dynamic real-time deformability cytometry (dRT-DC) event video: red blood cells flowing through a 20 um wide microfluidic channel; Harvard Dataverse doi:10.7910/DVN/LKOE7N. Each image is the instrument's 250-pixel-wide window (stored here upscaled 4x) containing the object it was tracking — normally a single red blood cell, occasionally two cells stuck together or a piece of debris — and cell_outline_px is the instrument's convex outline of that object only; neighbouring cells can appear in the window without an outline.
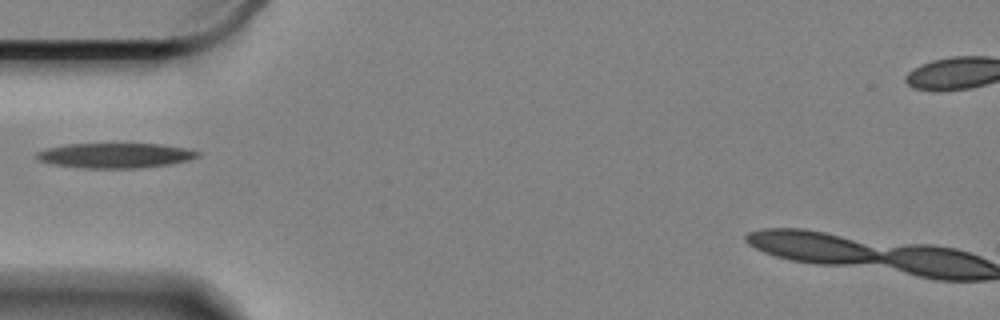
{"species": "Egyptian fruit bat (a non-hibernating species)", "species_latin": "Rousettus aegyptiacus", "temperature_condition": "cold", "stored_images_in_passage": 22, "camera_frame_rate_fps": 3000, "um_per_image_px": 0.085, "animal": {"sex": "female"}, "frame": {"image": 1, "passage_image": 1, "time_ms": 0.0, "image_size_px": [1000, 320], "cell_outline_px": [[200, 156], [188, 160], [168, 164], [136, 168], [88, 168], [56, 164], [40, 160], [36, 156], [36, 152], [48, 148], [68, 144], [160, 144], [188, 148], [200, 152]], "centroid_in_image_um": [9.85, 13.2], "position_along_channel_um": 75.1, "area_um2": 23.06}}
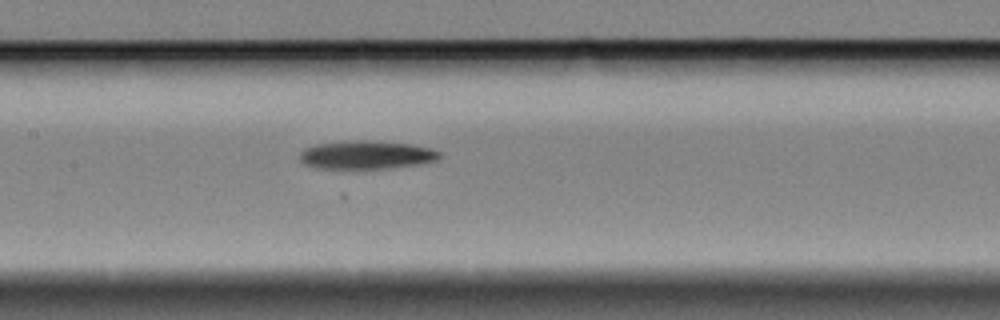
{"frame": {"image": 2, "passage_image": 10, "time_ms": 3.0, "image_size_px": [1000, 320], "cell_outline_px": [[440, 156], [436, 160], [416, 164], [384, 168], [316, 168], [304, 164], [300, 160], [300, 152], [304, 148], [316, 144], [356, 140], [364, 140], [408, 144], [432, 148], [440, 152]], "centroid_in_image_um": [31.1, 13.16], "position_along_channel_um": 176.3, "area_um2": 22.72}}
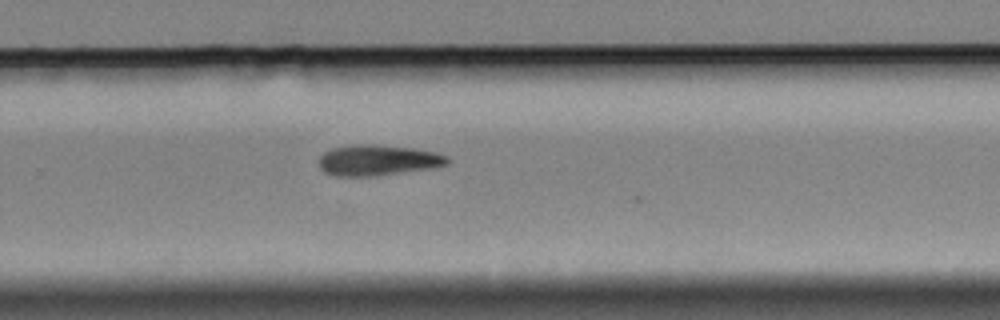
{"frame": {"image": 3, "passage_image": 21, "time_ms": 6.667, "image_size_px": [1000, 320], "cell_outline_px": [[452, 160], [448, 164], [428, 168], [368, 176], [336, 176], [324, 172], [320, 168], [320, 156], [324, 152], [332, 148], [348, 144], [376, 144], [412, 148], [436, 152], [448, 156]], "centroid_in_image_um": [32.1, 13.59], "position_along_channel_um": 297.7, "area_um2": 22.89}}